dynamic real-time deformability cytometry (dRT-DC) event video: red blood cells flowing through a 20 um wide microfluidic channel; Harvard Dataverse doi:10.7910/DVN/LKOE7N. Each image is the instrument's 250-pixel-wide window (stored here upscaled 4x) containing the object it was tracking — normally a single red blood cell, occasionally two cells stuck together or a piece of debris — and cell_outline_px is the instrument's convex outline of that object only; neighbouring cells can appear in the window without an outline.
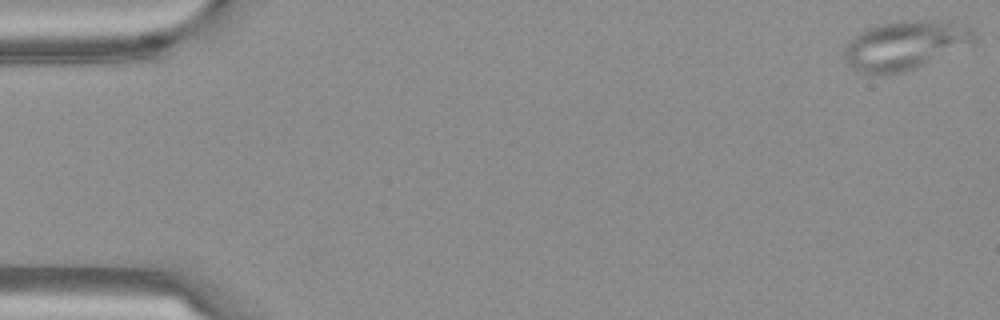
{"species": "Egyptian fruit bat (a non-hibernating species)", "species_latin": "Rousettus aegyptiacus", "temperature_condition": "warm", "stored_images_in_passage": 14, "camera_frame_rate_fps": 3000, "um_per_image_px": 0.085, "frame": {"image": 1, "passage_image": 1, "time_ms": 0.0, "image_size_px": [1000, 320], "cell_outline_px": [[976, 32], [972, 40], [916, 68], [884, 76], [876, 76], [856, 72], [848, 64], [844, 56], [844, 48], [864, 28], [876, 24], [904, 20], [920, 20], [968, 24]], "centroid_in_image_um": [76.81, 3.85], "position_along_channel_um": 8.2, "area_um2": 36.53}}